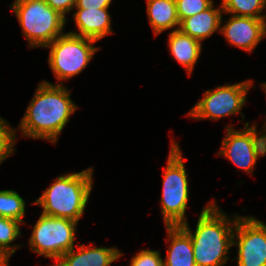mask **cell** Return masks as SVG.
Here are the masks:
<instances>
[{
	"label": "cell",
	"instance_id": "obj_1",
	"mask_svg": "<svg viewBox=\"0 0 266 266\" xmlns=\"http://www.w3.org/2000/svg\"><path fill=\"white\" fill-rule=\"evenodd\" d=\"M68 92L61 83H39L19 125L23 136L56 143L69 117L77 109Z\"/></svg>",
	"mask_w": 266,
	"mask_h": 266
},
{
	"label": "cell",
	"instance_id": "obj_2",
	"mask_svg": "<svg viewBox=\"0 0 266 266\" xmlns=\"http://www.w3.org/2000/svg\"><path fill=\"white\" fill-rule=\"evenodd\" d=\"M239 216L233 220L219 210L217 204L209 203L201 211L195 233L187 221L180 226L190 235L196 266H223L229 248L233 246L234 227Z\"/></svg>",
	"mask_w": 266,
	"mask_h": 266
},
{
	"label": "cell",
	"instance_id": "obj_3",
	"mask_svg": "<svg viewBox=\"0 0 266 266\" xmlns=\"http://www.w3.org/2000/svg\"><path fill=\"white\" fill-rule=\"evenodd\" d=\"M93 168L59 176L34 202L43 207L42 214L78 222L92 190Z\"/></svg>",
	"mask_w": 266,
	"mask_h": 266
},
{
	"label": "cell",
	"instance_id": "obj_4",
	"mask_svg": "<svg viewBox=\"0 0 266 266\" xmlns=\"http://www.w3.org/2000/svg\"><path fill=\"white\" fill-rule=\"evenodd\" d=\"M11 8L30 47H46L63 35L67 18L52 9L45 0H23L13 3Z\"/></svg>",
	"mask_w": 266,
	"mask_h": 266
},
{
	"label": "cell",
	"instance_id": "obj_5",
	"mask_svg": "<svg viewBox=\"0 0 266 266\" xmlns=\"http://www.w3.org/2000/svg\"><path fill=\"white\" fill-rule=\"evenodd\" d=\"M178 143L172 141L168 163L163 173L161 213L166 226L186 222L185 211L189 200L188 180Z\"/></svg>",
	"mask_w": 266,
	"mask_h": 266
},
{
	"label": "cell",
	"instance_id": "obj_6",
	"mask_svg": "<svg viewBox=\"0 0 266 266\" xmlns=\"http://www.w3.org/2000/svg\"><path fill=\"white\" fill-rule=\"evenodd\" d=\"M95 42L67 33L47 45L45 48H50L48 62L56 80H68L81 73L99 49L92 46Z\"/></svg>",
	"mask_w": 266,
	"mask_h": 266
},
{
	"label": "cell",
	"instance_id": "obj_7",
	"mask_svg": "<svg viewBox=\"0 0 266 266\" xmlns=\"http://www.w3.org/2000/svg\"><path fill=\"white\" fill-rule=\"evenodd\" d=\"M78 222L61 217L41 214L29 240L30 249L56 261L74 248Z\"/></svg>",
	"mask_w": 266,
	"mask_h": 266
},
{
	"label": "cell",
	"instance_id": "obj_8",
	"mask_svg": "<svg viewBox=\"0 0 266 266\" xmlns=\"http://www.w3.org/2000/svg\"><path fill=\"white\" fill-rule=\"evenodd\" d=\"M252 81L247 80L232 85L218 86L204 92V97L189 112L194 119L217 120L241 111Z\"/></svg>",
	"mask_w": 266,
	"mask_h": 266
},
{
	"label": "cell",
	"instance_id": "obj_9",
	"mask_svg": "<svg viewBox=\"0 0 266 266\" xmlns=\"http://www.w3.org/2000/svg\"><path fill=\"white\" fill-rule=\"evenodd\" d=\"M248 125L249 122H246V126L240 131L226 126L227 132L219 154L251 174L258 158L266 154V142L265 135L258 137L256 125Z\"/></svg>",
	"mask_w": 266,
	"mask_h": 266
},
{
	"label": "cell",
	"instance_id": "obj_10",
	"mask_svg": "<svg viewBox=\"0 0 266 266\" xmlns=\"http://www.w3.org/2000/svg\"><path fill=\"white\" fill-rule=\"evenodd\" d=\"M234 245L238 246V266H266V225L262 221L252 216L238 217Z\"/></svg>",
	"mask_w": 266,
	"mask_h": 266
},
{
	"label": "cell",
	"instance_id": "obj_11",
	"mask_svg": "<svg viewBox=\"0 0 266 266\" xmlns=\"http://www.w3.org/2000/svg\"><path fill=\"white\" fill-rule=\"evenodd\" d=\"M226 22L219 31L230 45L251 52L264 38L263 19L232 15Z\"/></svg>",
	"mask_w": 266,
	"mask_h": 266
},
{
	"label": "cell",
	"instance_id": "obj_12",
	"mask_svg": "<svg viewBox=\"0 0 266 266\" xmlns=\"http://www.w3.org/2000/svg\"><path fill=\"white\" fill-rule=\"evenodd\" d=\"M75 253L74 248L63 254L53 266H109L122 253L116 248L92 247L79 245Z\"/></svg>",
	"mask_w": 266,
	"mask_h": 266
},
{
	"label": "cell",
	"instance_id": "obj_13",
	"mask_svg": "<svg viewBox=\"0 0 266 266\" xmlns=\"http://www.w3.org/2000/svg\"><path fill=\"white\" fill-rule=\"evenodd\" d=\"M73 16L79 30V33L69 32L73 35L98 41L107 34L112 33L108 8H77V12Z\"/></svg>",
	"mask_w": 266,
	"mask_h": 266
},
{
	"label": "cell",
	"instance_id": "obj_14",
	"mask_svg": "<svg viewBox=\"0 0 266 266\" xmlns=\"http://www.w3.org/2000/svg\"><path fill=\"white\" fill-rule=\"evenodd\" d=\"M166 229L171 245L163 266H196L190 235L180 225L166 226Z\"/></svg>",
	"mask_w": 266,
	"mask_h": 266
},
{
	"label": "cell",
	"instance_id": "obj_15",
	"mask_svg": "<svg viewBox=\"0 0 266 266\" xmlns=\"http://www.w3.org/2000/svg\"><path fill=\"white\" fill-rule=\"evenodd\" d=\"M219 7L215 9L212 4L206 10L183 19L180 22L179 30L199 42L210 37L217 29L220 30L222 22L221 13L223 12L222 4Z\"/></svg>",
	"mask_w": 266,
	"mask_h": 266
},
{
	"label": "cell",
	"instance_id": "obj_16",
	"mask_svg": "<svg viewBox=\"0 0 266 266\" xmlns=\"http://www.w3.org/2000/svg\"><path fill=\"white\" fill-rule=\"evenodd\" d=\"M168 40L171 55L190 75L200 56L202 50L201 42L179 29L171 31Z\"/></svg>",
	"mask_w": 266,
	"mask_h": 266
},
{
	"label": "cell",
	"instance_id": "obj_17",
	"mask_svg": "<svg viewBox=\"0 0 266 266\" xmlns=\"http://www.w3.org/2000/svg\"><path fill=\"white\" fill-rule=\"evenodd\" d=\"M147 14L156 36L174 26L179 29L175 0H147Z\"/></svg>",
	"mask_w": 266,
	"mask_h": 266
},
{
	"label": "cell",
	"instance_id": "obj_18",
	"mask_svg": "<svg viewBox=\"0 0 266 266\" xmlns=\"http://www.w3.org/2000/svg\"><path fill=\"white\" fill-rule=\"evenodd\" d=\"M223 13H231L235 16L253 17L263 19V9L266 0H222Z\"/></svg>",
	"mask_w": 266,
	"mask_h": 266
},
{
	"label": "cell",
	"instance_id": "obj_19",
	"mask_svg": "<svg viewBox=\"0 0 266 266\" xmlns=\"http://www.w3.org/2000/svg\"><path fill=\"white\" fill-rule=\"evenodd\" d=\"M25 201L13 190H0V217L15 219L21 224L25 215Z\"/></svg>",
	"mask_w": 266,
	"mask_h": 266
},
{
	"label": "cell",
	"instance_id": "obj_20",
	"mask_svg": "<svg viewBox=\"0 0 266 266\" xmlns=\"http://www.w3.org/2000/svg\"><path fill=\"white\" fill-rule=\"evenodd\" d=\"M21 222L7 218L0 217V251H2L8 258L16 252L19 246L11 245L16 238L21 235L20 224Z\"/></svg>",
	"mask_w": 266,
	"mask_h": 266
},
{
	"label": "cell",
	"instance_id": "obj_21",
	"mask_svg": "<svg viewBox=\"0 0 266 266\" xmlns=\"http://www.w3.org/2000/svg\"><path fill=\"white\" fill-rule=\"evenodd\" d=\"M175 2L180 22L206 10L213 4L212 0H175Z\"/></svg>",
	"mask_w": 266,
	"mask_h": 266
},
{
	"label": "cell",
	"instance_id": "obj_22",
	"mask_svg": "<svg viewBox=\"0 0 266 266\" xmlns=\"http://www.w3.org/2000/svg\"><path fill=\"white\" fill-rule=\"evenodd\" d=\"M10 128L5 119L0 117V164L14 151L16 132Z\"/></svg>",
	"mask_w": 266,
	"mask_h": 266
},
{
	"label": "cell",
	"instance_id": "obj_23",
	"mask_svg": "<svg viewBox=\"0 0 266 266\" xmlns=\"http://www.w3.org/2000/svg\"><path fill=\"white\" fill-rule=\"evenodd\" d=\"M131 260L130 266H163L159 251L142 250Z\"/></svg>",
	"mask_w": 266,
	"mask_h": 266
},
{
	"label": "cell",
	"instance_id": "obj_24",
	"mask_svg": "<svg viewBox=\"0 0 266 266\" xmlns=\"http://www.w3.org/2000/svg\"><path fill=\"white\" fill-rule=\"evenodd\" d=\"M54 10L58 11L66 18V13L70 12L76 5L77 0H45Z\"/></svg>",
	"mask_w": 266,
	"mask_h": 266
},
{
	"label": "cell",
	"instance_id": "obj_25",
	"mask_svg": "<svg viewBox=\"0 0 266 266\" xmlns=\"http://www.w3.org/2000/svg\"><path fill=\"white\" fill-rule=\"evenodd\" d=\"M112 0H77L75 8L100 9L109 8Z\"/></svg>",
	"mask_w": 266,
	"mask_h": 266
},
{
	"label": "cell",
	"instance_id": "obj_26",
	"mask_svg": "<svg viewBox=\"0 0 266 266\" xmlns=\"http://www.w3.org/2000/svg\"><path fill=\"white\" fill-rule=\"evenodd\" d=\"M8 262L9 258L2 251H0V266H9Z\"/></svg>",
	"mask_w": 266,
	"mask_h": 266
},
{
	"label": "cell",
	"instance_id": "obj_27",
	"mask_svg": "<svg viewBox=\"0 0 266 266\" xmlns=\"http://www.w3.org/2000/svg\"><path fill=\"white\" fill-rule=\"evenodd\" d=\"M264 21V37L266 36V15L263 18Z\"/></svg>",
	"mask_w": 266,
	"mask_h": 266
},
{
	"label": "cell",
	"instance_id": "obj_28",
	"mask_svg": "<svg viewBox=\"0 0 266 266\" xmlns=\"http://www.w3.org/2000/svg\"><path fill=\"white\" fill-rule=\"evenodd\" d=\"M262 88L265 90V94H266V82L264 84H262ZM266 126V124H265Z\"/></svg>",
	"mask_w": 266,
	"mask_h": 266
},
{
	"label": "cell",
	"instance_id": "obj_29",
	"mask_svg": "<svg viewBox=\"0 0 266 266\" xmlns=\"http://www.w3.org/2000/svg\"><path fill=\"white\" fill-rule=\"evenodd\" d=\"M265 127V130L264 131H262L263 133H264V135H265V142H266V126H264Z\"/></svg>",
	"mask_w": 266,
	"mask_h": 266
}]
</instances>
